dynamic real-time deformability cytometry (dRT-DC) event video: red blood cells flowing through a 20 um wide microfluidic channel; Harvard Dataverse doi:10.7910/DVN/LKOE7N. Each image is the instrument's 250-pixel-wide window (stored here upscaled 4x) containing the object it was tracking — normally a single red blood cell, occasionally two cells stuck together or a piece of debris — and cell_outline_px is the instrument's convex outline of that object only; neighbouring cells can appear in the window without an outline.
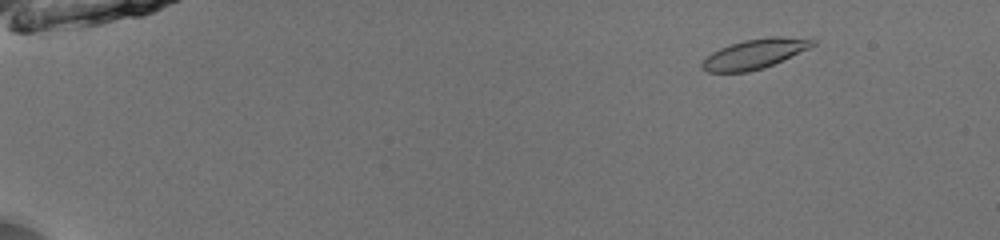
{"species": "common noctule bat (a hibernating species)", "species_latin": "Nyctalus noctula", "temperature_condition": "room temperature", "stored_images_in_passage": 51, "camera_frame_rate_fps": 3000, "um_per_image_px": 0.085, "animal": {"sex": "male", "body_mass_g": 13.0, "forearm_length_mm": 53.1}, "frame": {"image": 1, "passage_image": 5, "time_ms": 1.333, "image_size_px": [1000, 240], "cell_outline_px": [[816, 44], [808, 48], [764, 68], [748, 72], [708, 72], [700, 68], [700, 64], [712, 52], [720, 48], [744, 40], [772, 36], [780, 36], [816, 40]], "centroid_in_image_um": [64.11, 4.59], "position_along_channel_um": 20.9, "area_um2": 18.84}}
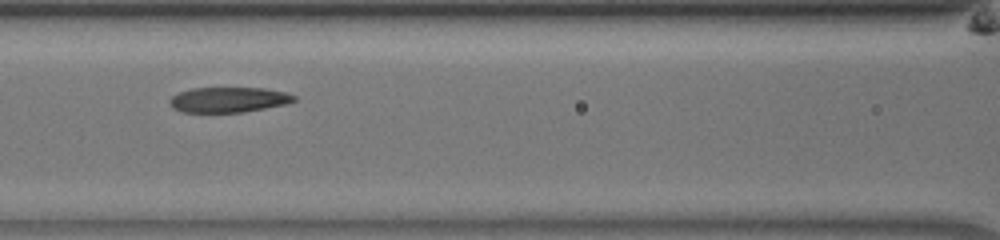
{"frame": {"image": 2, "passage_image": 24, "time_ms": 7.667, "image_size_px": [1000, 240], "cell_outline_px": [[296, 100], [284, 104], [244, 112], [184, 112], [172, 108], [168, 100], [172, 96], [180, 92], [192, 88], [264, 88], [284, 92], [296, 96]], "centroid_in_image_um": [19.4, 8.47], "position_along_channel_um": 147.2, "area_um2": 18.15}}
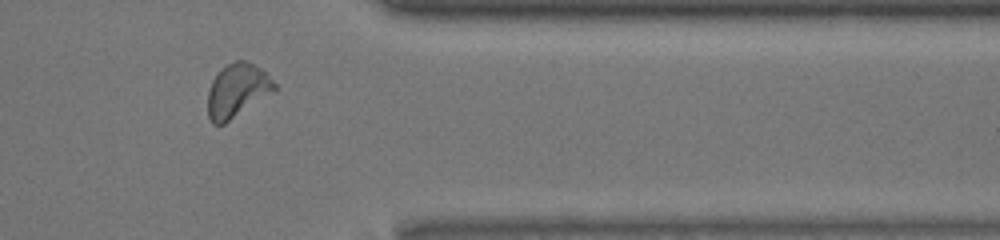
{"frame": {"image": 3, "passage_image": 43, "time_ms": 14.0, "image_size_px": [1000, 240], "cell_outline_px": [[276, 88], [224, 124], [212, 124], [208, 116], [208, 92], [212, 80], [224, 64], [236, 60], [244, 60], [260, 68], [276, 84]], "centroid_in_image_um": [20.1, 7.67], "position_along_channel_um": 391.3, "area_um2": 20.29}, "authors_computed_cell_mechanics": {"area_um2": 19.7098, "velocity_mm_per_s": 3.9446, "shape_relaxation_time_tau1_ms": 3.2542, "shape_relaxation_time_tau2_ms": 3.7979, "deformation_change_tau1": 0.1428, "deformation_change_tau2": 0.0474}}